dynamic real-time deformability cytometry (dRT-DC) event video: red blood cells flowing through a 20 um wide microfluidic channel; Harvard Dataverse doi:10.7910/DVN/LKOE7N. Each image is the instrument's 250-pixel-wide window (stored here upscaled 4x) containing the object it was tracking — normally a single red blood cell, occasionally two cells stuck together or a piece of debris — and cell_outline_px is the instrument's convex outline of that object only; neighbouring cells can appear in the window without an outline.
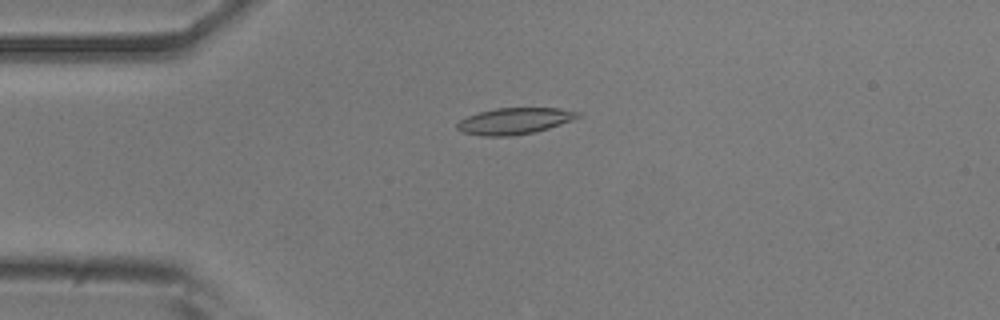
{"species": "common noctule bat (a hibernating species)", "species_latin": "Nyctalus noctula", "temperature_condition": "room temperature", "stored_images_in_passage": 46, "camera_frame_rate_fps": 3000, "um_per_image_px": 0.085, "animal": {"sex": "male", "body_mass_g": 20.5, "forearm_length_mm": 52.5}, "frame": {"image": 1, "passage_image": 9, "time_ms": 2.667, "image_size_px": [1000, 320], "cell_outline_px": [[580, 116], [572, 120], [536, 132], [508, 136], [480, 136], [464, 132], [456, 128], [456, 124], [460, 120], [468, 116], [480, 112], [496, 108], [560, 108], [580, 112]], "centroid_in_image_um": [43.73, 10.28], "position_along_channel_um": 41.3, "area_um2": 18.44}}
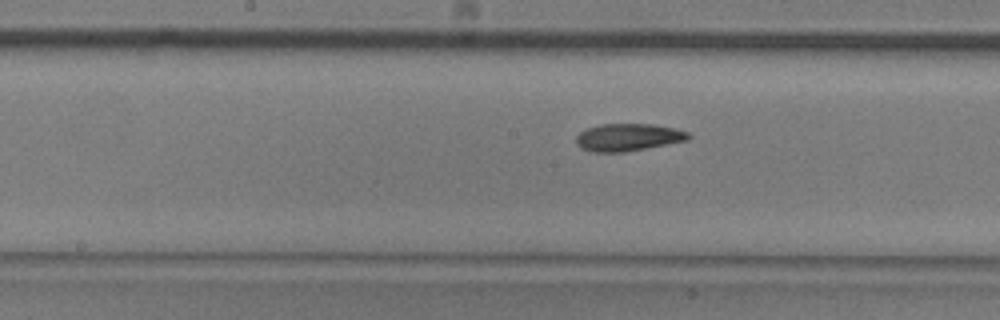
{"frame": {"image": 2, "passage_image": 23, "time_ms": 7.333, "image_size_px": [1000, 320], "cell_outline_px": [[692, 136], [688, 140], [624, 152], [592, 152], [580, 148], [576, 144], [576, 136], [580, 132], [588, 128], [600, 124], [652, 124], [672, 128], [688, 132]], "centroid_in_image_um": [53.36, 11.67], "position_along_channel_um": 194.8, "area_um2": 17.86}}
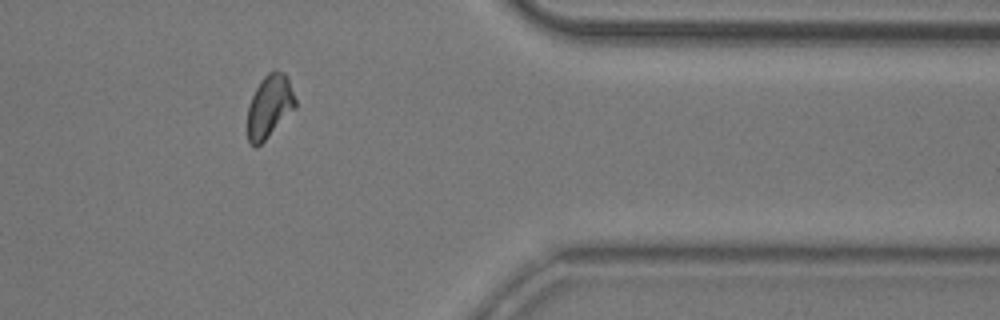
{"frame": {"image": 3, "passage_image": 40, "time_ms": 13.0, "image_size_px": [1000, 320], "cell_outline_px": [[296, 108], [256, 148], [248, 140], [248, 104], [260, 80], [268, 72], [284, 72], [288, 76], [296, 100]], "centroid_in_image_um": [22.92, 9.02], "position_along_channel_um": 388.5, "area_um2": 17.4}, "authors_computed_cell_mechanics": {"area_um2": 17.9469, "velocity_mm_per_s": 3.763, "shape_relaxation_time_tau1_ms": 5.5871, "shape_relaxation_time_tau2_ms": 4.0548, "deformation_change_tau1": 0.1475, "deformation_change_tau2": 0.097}}